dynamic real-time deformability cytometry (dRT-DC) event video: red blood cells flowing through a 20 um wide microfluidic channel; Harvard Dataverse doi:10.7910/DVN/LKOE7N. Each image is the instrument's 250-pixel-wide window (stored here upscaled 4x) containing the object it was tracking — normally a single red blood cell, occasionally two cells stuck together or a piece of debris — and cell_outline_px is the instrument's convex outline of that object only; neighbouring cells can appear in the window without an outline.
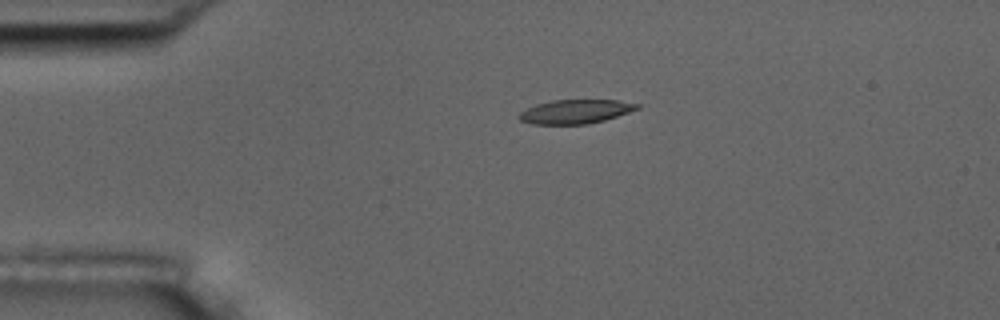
{"species": "common noctule bat (a hibernating species)", "species_latin": "Nyctalus noctula", "temperature_condition": "room temperature", "stored_images_in_passage": 43, "camera_frame_rate_fps": 3000, "um_per_image_px": 0.085, "animal": {"sex": "male", "body_mass_g": 17.5, "forearm_length_mm": 52.3}, "frame": {"image": 1, "passage_image": 1, "time_ms": 0.0, "image_size_px": [1000, 320], "cell_outline_px": [[640, 108], [604, 120], [588, 124], [532, 124], [520, 120], [516, 116], [520, 112], [536, 104], [552, 100], [620, 100], [640, 104]], "centroid_in_image_um": [48.9, 9.48], "position_along_channel_um": 36.1, "area_um2": 16.47}}
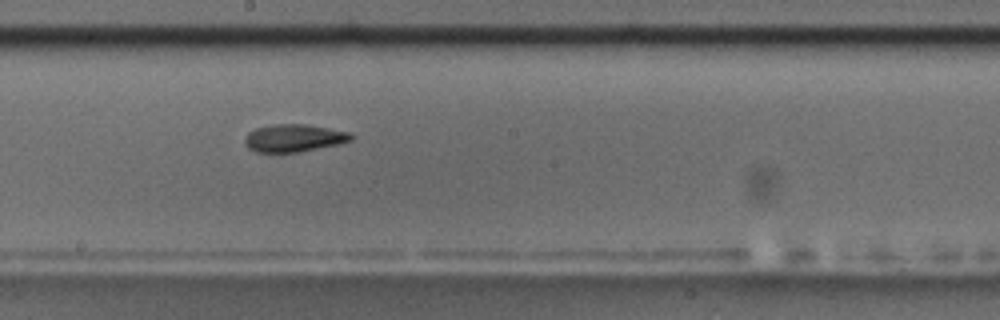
{"frame": {"image": 2, "passage_image": 19, "time_ms": 6.0, "image_size_px": [1000, 320], "cell_outline_px": [[352, 140], [340, 144], [296, 152], [256, 152], [248, 148], [244, 144], [244, 136], [248, 132], [256, 128], [272, 124], [304, 124], [328, 128], [348, 132], [352, 136]], "centroid_in_image_um": [24.93, 11.73], "position_along_channel_um": 223.3, "area_um2": 17.05}}
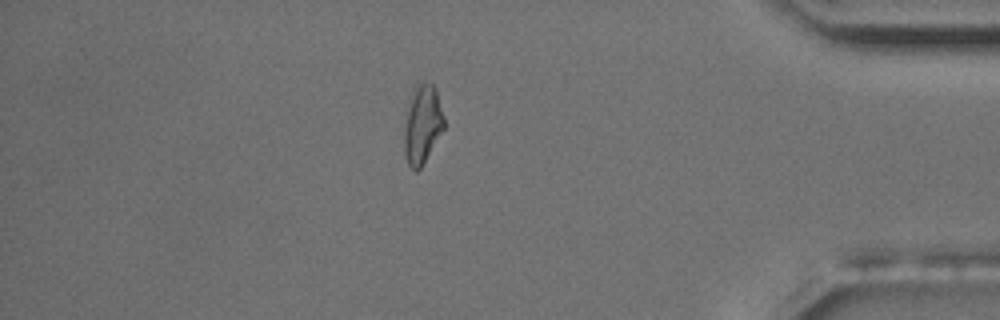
{"frame": {"image": 3, "passage_image": 36, "time_ms": 11.667, "image_size_px": [1000, 320], "cell_outline_px": [[444, 128], [420, 168], [416, 172], [408, 164], [404, 156], [404, 128], [412, 92], [416, 84], [420, 80], [432, 84], [436, 88], [444, 116]], "centroid_in_image_um": [35.9, 10.54], "position_along_channel_um": 399.3, "area_um2": 18.15}, "authors_computed_cell_mechanics": {"area_um2": 17.34, "velocity_mm_per_s": 3.7339, "shape_relaxation_time_tau1_ms": 5.7988, "shape_relaxation_time_tau2_ms": 3.2991, "deformation_change_tau1": 0.1768, "deformation_change_tau2": 0.1083}}